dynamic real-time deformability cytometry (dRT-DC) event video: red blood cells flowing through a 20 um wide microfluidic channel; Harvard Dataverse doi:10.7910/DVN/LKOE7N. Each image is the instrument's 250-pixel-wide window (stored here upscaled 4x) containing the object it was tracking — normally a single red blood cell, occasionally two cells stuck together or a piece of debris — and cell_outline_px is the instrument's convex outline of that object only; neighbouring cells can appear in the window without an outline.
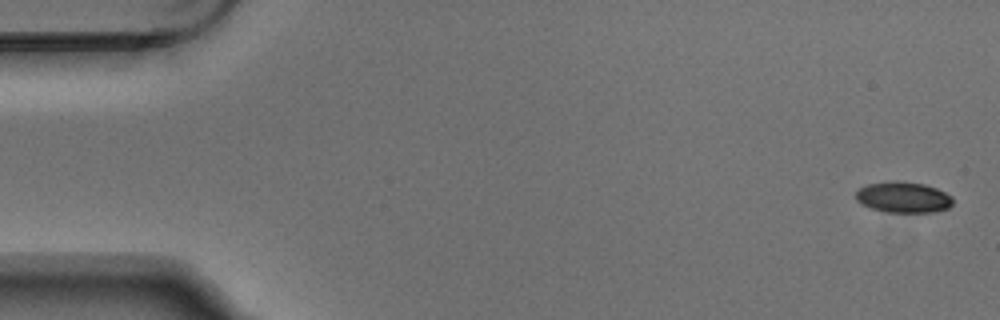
{"species": "Egyptian fruit bat (a non-hibernating species)", "species_latin": "Rousettus aegyptiacus", "temperature_condition": "warm", "stored_images_in_passage": 5, "camera_frame_rate_fps": 3000, "um_per_image_px": 0.085, "animal": {"sex": "male"}, "frame": {"image": 1, "passage_image": 1, "time_ms": 0.0, "image_size_px": [1000, 320], "cell_outline_px": [[952, 204], [948, 208], [932, 212], [884, 212], [872, 208], [856, 200], [856, 192], [860, 188], [868, 184], [892, 180], [900, 180], [924, 184], [936, 188], [952, 196]], "centroid_in_image_um": [76.78, 16.75], "position_along_channel_um": 8.2, "area_um2": 17.46}}
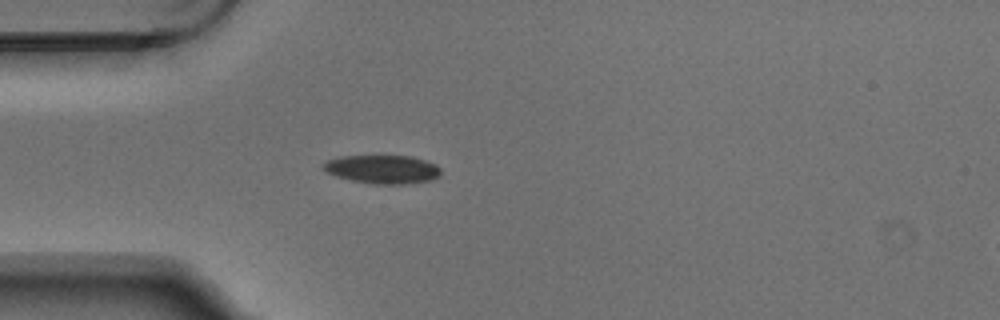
{"frame": {"image": 2, "passage_image": 5, "time_ms": 1.333, "image_size_px": [1000, 320], "cell_outline_px": [[440, 172], [436, 176], [428, 180], [400, 184], [376, 184], [352, 180], [336, 176], [328, 172], [320, 164], [328, 160], [340, 156], [412, 156], [436, 164], [440, 168]], "centroid_in_image_um": [32.48, 14.37], "position_along_channel_um": 52.5, "area_um2": 19.19}}